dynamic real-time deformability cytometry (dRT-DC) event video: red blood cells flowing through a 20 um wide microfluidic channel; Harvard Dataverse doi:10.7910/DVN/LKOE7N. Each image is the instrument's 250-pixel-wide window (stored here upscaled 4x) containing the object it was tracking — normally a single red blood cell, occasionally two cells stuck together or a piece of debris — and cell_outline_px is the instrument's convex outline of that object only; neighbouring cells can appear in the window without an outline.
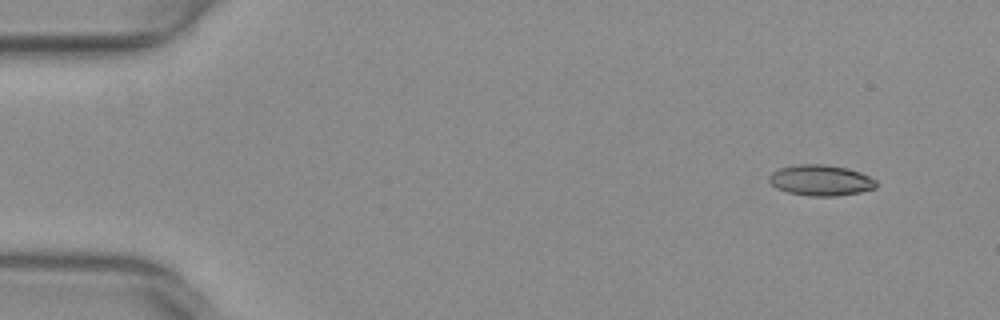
{"species": "common noctule bat (a hibernating species)", "species_latin": "Nyctalus noctula", "temperature_condition": "warm", "stored_images_in_passage": 3, "camera_frame_rate_fps": 3000, "um_per_image_px": 0.085, "animal": {"sex": "female", "body_mass_g": 29.2, "forearm_length_mm": 56.3}, "frame": {"image": 1, "passage_image": 1, "time_ms": 0.0, "image_size_px": [1000, 320], "cell_outline_px": [[876, 188], [860, 192], [836, 196], [808, 196], [788, 192], [776, 188], [768, 180], [768, 176], [772, 172], [780, 168], [800, 164], [824, 164], [848, 168], [860, 172], [876, 180]], "centroid_in_image_um": [69.76, 15.32], "position_along_channel_um": 15.2, "area_um2": 19.25}}